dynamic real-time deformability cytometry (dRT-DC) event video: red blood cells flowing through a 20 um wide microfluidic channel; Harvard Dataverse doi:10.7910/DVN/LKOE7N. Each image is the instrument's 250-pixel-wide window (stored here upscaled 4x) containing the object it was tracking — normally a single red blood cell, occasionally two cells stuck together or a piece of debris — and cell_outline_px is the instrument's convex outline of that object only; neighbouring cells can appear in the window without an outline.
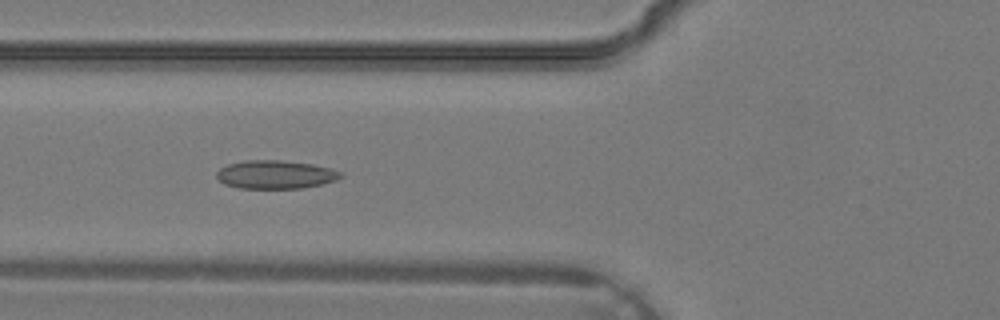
{"species": "common noctule bat (a hibernating species)", "species_latin": "Nyctalus noctula", "temperature_condition": "warm", "stored_images_in_passage": 25, "camera_frame_rate_fps": 3000, "um_per_image_px": 0.085, "animal": {"sex": "male", "body_mass_g": 19.2, "forearm_length_mm": 51.8}, "frame": {"image": 1, "passage_image": 6, "time_ms": 1.667, "image_size_px": [1000, 320], "cell_outline_px": [[344, 176], [336, 180], [324, 184], [304, 188], [240, 188], [224, 184], [216, 176], [216, 172], [220, 168], [228, 164], [244, 160], [280, 160], [312, 164], [328, 168], [340, 172]], "centroid_in_image_um": [23.41, 14.84], "position_along_channel_um": 102.4, "area_um2": 20.52}}
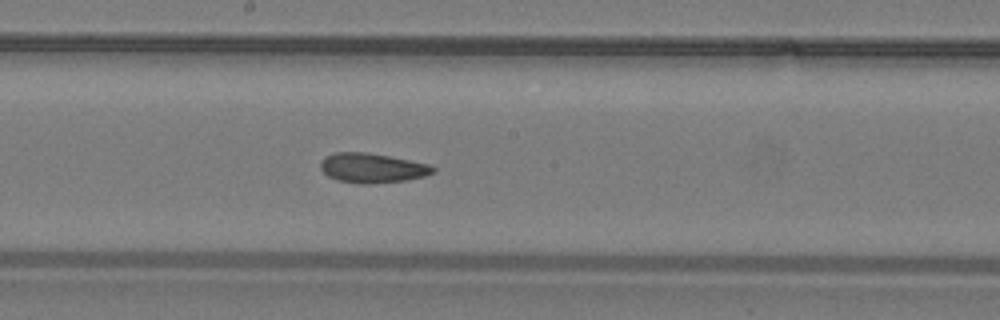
{"frame": {"image": 2, "passage_image": 12, "time_ms": 3.667, "image_size_px": [1000, 320], "cell_outline_px": [[436, 172], [424, 176], [404, 180], [368, 184], [356, 184], [336, 180], [328, 176], [320, 168], [320, 160], [324, 156], [336, 152], [368, 152], [428, 164], [436, 168]], "centroid_in_image_um": [31.59, 14.28], "position_along_channel_um": 216.6, "area_um2": 19.48}}
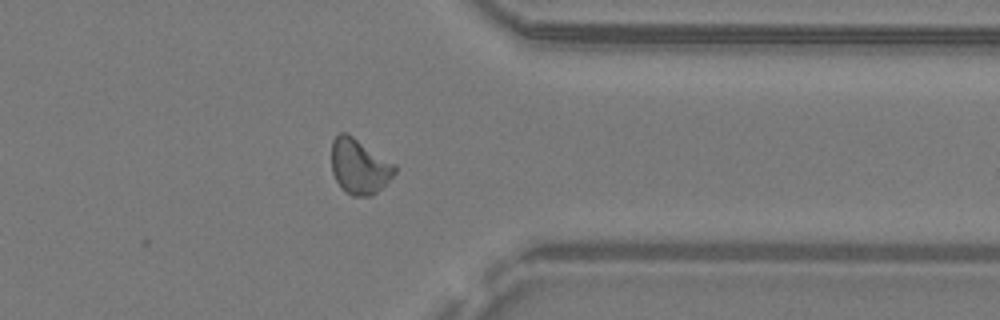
{"frame": {"image": 3, "passage_image": 21, "time_ms": 6.667, "image_size_px": [1000, 320], "cell_outline_px": [[396, 172], [372, 196], [352, 196], [344, 192], [340, 188], [332, 172], [332, 140], [340, 132], [344, 132], [352, 136], [396, 164]], "centroid_in_image_um": [30.52, 14.16], "position_along_channel_um": 380.9, "area_um2": 20.23}}